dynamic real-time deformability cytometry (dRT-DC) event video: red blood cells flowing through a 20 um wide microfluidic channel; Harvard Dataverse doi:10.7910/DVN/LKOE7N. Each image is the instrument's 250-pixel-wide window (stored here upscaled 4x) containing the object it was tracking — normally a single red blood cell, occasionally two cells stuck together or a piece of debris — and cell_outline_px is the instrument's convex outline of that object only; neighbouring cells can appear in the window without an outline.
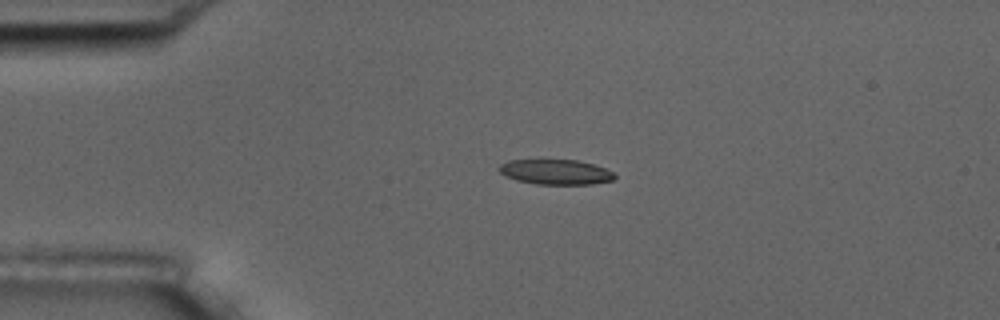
{"species": "common noctule bat (a hibernating species)", "species_latin": "Nyctalus noctula", "temperature_condition": "room temperature", "stored_images_in_passage": 4, "camera_frame_rate_fps": 3000, "um_per_image_px": 0.085, "animal": {"sex": "male", "body_mass_g": 17.5, "forearm_length_mm": 52.3}, "frame": {"image": 1, "passage_image": 3, "time_ms": 0.667, "image_size_px": [1000, 320], "cell_outline_px": [[616, 176], [612, 180], [592, 184], [536, 184], [516, 180], [500, 172], [496, 168], [500, 164], [508, 160], [540, 156], [576, 160], [592, 164], [604, 168], [612, 172]], "centroid_in_image_um": [47.13, 14.55], "position_along_channel_um": 37.9, "area_um2": 17.69}}